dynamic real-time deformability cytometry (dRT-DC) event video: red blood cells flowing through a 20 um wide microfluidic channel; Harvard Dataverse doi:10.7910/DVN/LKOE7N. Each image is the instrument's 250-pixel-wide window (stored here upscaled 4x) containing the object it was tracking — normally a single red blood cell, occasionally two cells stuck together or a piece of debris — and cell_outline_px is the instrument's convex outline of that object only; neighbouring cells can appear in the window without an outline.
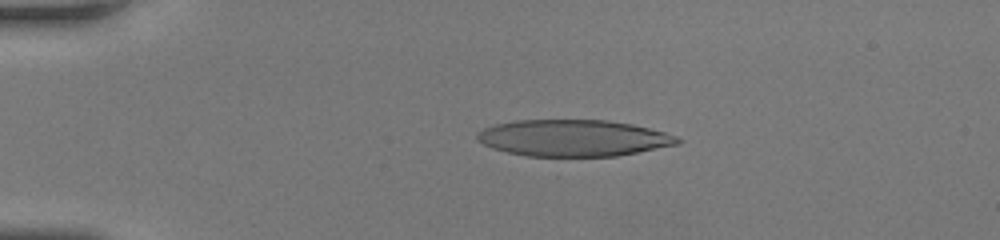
{"species": "human", "species_latin": "Homo sapiens", "temperature_condition": "room temperature", "stored_images_in_passage": 50, "camera_frame_rate_fps": 3000, "um_per_image_px": 0.085, "donor": {"sex": "female"}, "frame": {"image": 1, "passage_image": 12, "time_ms": 3.667, "image_size_px": [1000, 240], "cell_outline_px": [[684, 140], [680, 144], [616, 156], [524, 156], [492, 148], [476, 140], [476, 136], [484, 128], [496, 124], [516, 120], [608, 120], [632, 124], [664, 132], [676, 136]], "centroid_in_image_um": [48.75, 11.73], "position_along_channel_um": 36.2, "area_um2": 42.66}}
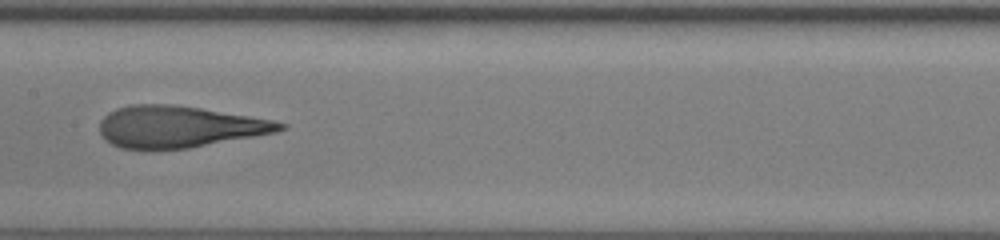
{"frame": {"image": 2, "passage_image": 27, "time_ms": 8.667, "image_size_px": [1000, 240], "cell_outline_px": [[288, 128], [276, 132], [188, 148], [120, 148], [112, 144], [100, 132], [100, 120], [108, 112], [116, 108], [132, 104], [172, 104], [200, 108], [272, 120], [288, 124]], "centroid_in_image_um": [15.22, 10.75], "position_along_channel_um": 192.2, "area_um2": 43.18}}
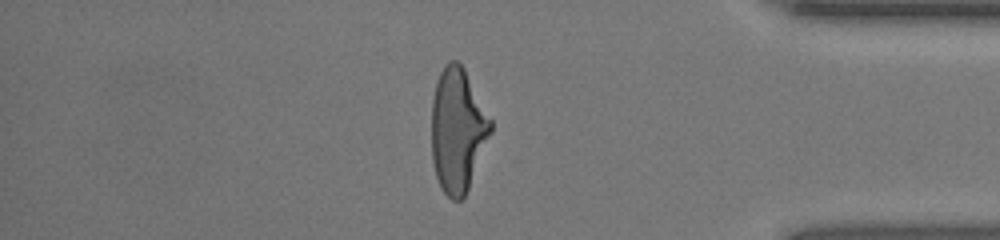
{"frame": {"image": 3, "passage_image": 43, "time_ms": 14.0, "image_size_px": [1000, 240], "cell_outline_px": [[492, 132], [468, 188], [464, 196], [460, 200], [452, 200], [440, 188], [436, 176], [432, 160], [432, 96], [436, 80], [444, 64], [448, 60], [456, 60], [464, 68], [492, 120]], "centroid_in_image_um": [38.89, 11.03], "position_along_channel_um": 396.3, "area_um2": 42.83}, "authors_computed_cell_mechanics": {"area_um2": 43.3789, "velocity_mm_per_s": 4.2708, "shape_relaxation_time_tau1_ms": 6.8873, "shape_relaxation_time_tau2_ms": 1.1194, "deformation_change_tau1": 0.3057, "deformation_change_tau2": 0.119}}